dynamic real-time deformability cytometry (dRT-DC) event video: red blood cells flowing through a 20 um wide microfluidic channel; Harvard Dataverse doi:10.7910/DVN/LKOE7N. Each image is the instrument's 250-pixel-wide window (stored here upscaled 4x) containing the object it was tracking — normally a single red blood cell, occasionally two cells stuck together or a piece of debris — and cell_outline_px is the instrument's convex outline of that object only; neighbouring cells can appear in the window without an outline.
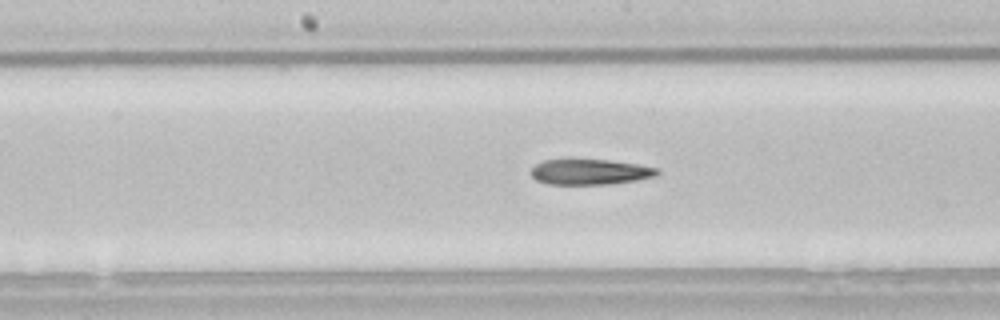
{"species": "common noctule bat (a hibernating species)", "species_latin": "Nyctalus noctula", "temperature_condition": "room temperature", "stored_images_in_passage": 44, "camera_frame_rate_fps": 3000, "um_per_image_px": 0.085, "animal": {"sex": "male", "body_mass_g": 21.5, "forearm_length_mm": 52.0}, "frame": {"image": 1, "passage_image": 26, "time_ms": 8.333, "image_size_px": [1000, 320], "cell_outline_px": [[660, 172], [656, 176], [636, 180], [608, 184], [548, 184], [536, 180], [528, 172], [536, 164], [544, 160], [608, 160], [636, 164], [656, 168]], "centroid_in_image_um": [50.11, 14.62], "position_along_channel_um": 198.1, "area_um2": 18.55}}
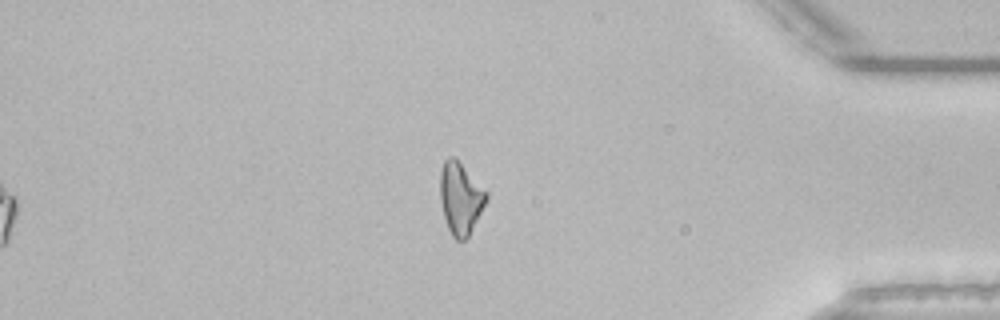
{"frame": {"image": 2, "passage_image": 44, "time_ms": 14.333, "image_size_px": [1000, 320], "cell_outline_px": [[488, 196], [468, 236], [464, 240], [456, 240], [452, 236], [448, 228], [444, 216], [440, 200], [440, 172], [444, 160], [448, 156], [456, 156], [488, 192]], "centroid_in_image_um": [39.12, 16.78], "position_along_channel_um": 396.1, "area_um2": 19.36}}